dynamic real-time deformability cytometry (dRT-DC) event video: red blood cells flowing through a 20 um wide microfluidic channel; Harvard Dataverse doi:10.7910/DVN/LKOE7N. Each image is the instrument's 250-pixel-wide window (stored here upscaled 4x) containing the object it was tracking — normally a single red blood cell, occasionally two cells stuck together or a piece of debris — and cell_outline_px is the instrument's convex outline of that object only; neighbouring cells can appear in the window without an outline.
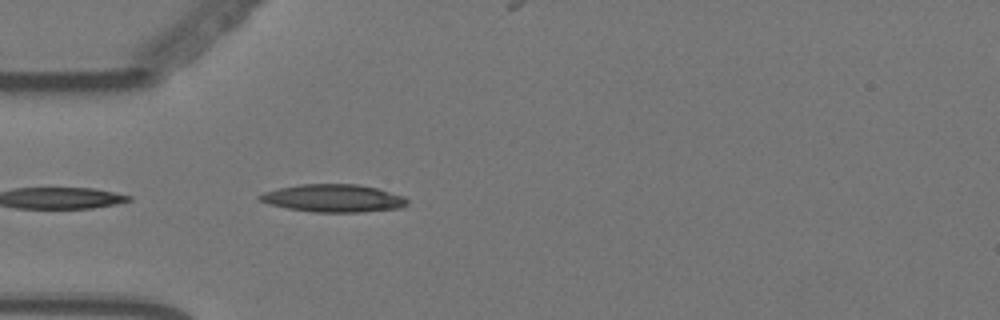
{"species": "Egyptian fruit bat (a non-hibernating species)", "species_latin": "Rousettus aegyptiacus", "temperature_condition": "warm", "stored_images_in_passage": 9, "camera_frame_rate_fps": 3000, "um_per_image_px": 0.085, "animal": {"sex": "female"}, "frame": {"image": 1, "passage_image": 2, "time_ms": 0.333, "image_size_px": [1000, 320], "cell_outline_px": [[404, 204], [392, 208], [344, 212], [332, 212], [292, 208], [276, 204], [264, 200], [260, 196], [272, 192], [288, 188], [308, 184], [348, 184], [372, 188], [396, 196], [404, 200]], "centroid_in_image_um": [28.34, 16.84], "position_along_channel_um": 56.7, "area_um2": 20.98}}
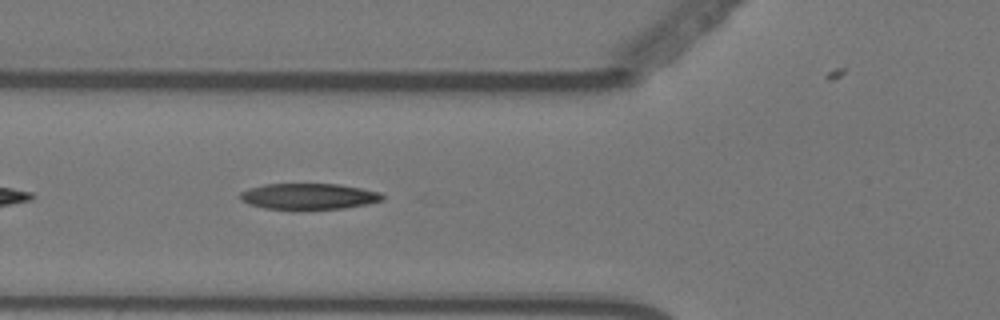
{"frame": {"image": 2, "passage_image": 6, "time_ms": 1.667, "image_size_px": [1000, 320], "cell_outline_px": [[380, 200], [360, 204], [336, 208], [272, 208], [256, 204], [244, 200], [240, 196], [244, 192], [256, 188], [272, 184], [332, 184], [356, 188], [376, 192], [380, 196]], "centroid_in_image_um": [26.24, 16.67], "position_along_channel_um": 99.6, "area_um2": 19.48}}